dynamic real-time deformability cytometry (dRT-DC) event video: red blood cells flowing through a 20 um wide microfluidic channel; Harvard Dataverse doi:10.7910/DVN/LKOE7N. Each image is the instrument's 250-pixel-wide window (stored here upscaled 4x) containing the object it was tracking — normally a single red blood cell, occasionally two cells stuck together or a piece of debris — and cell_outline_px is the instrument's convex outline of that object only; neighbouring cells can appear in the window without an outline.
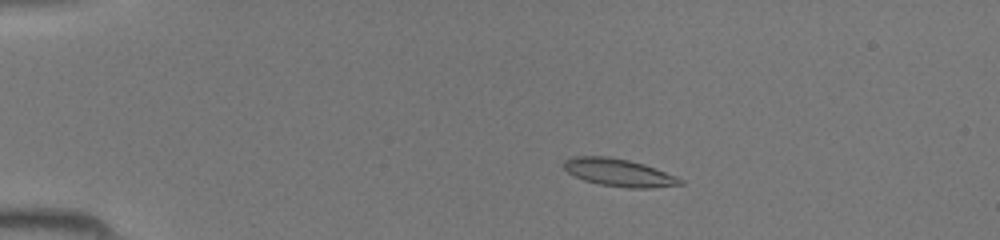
{"species": "common noctule bat (a hibernating species)", "species_latin": "Nyctalus noctula", "temperature_condition": "room temperature", "stored_images_in_passage": 44, "camera_frame_rate_fps": 3000, "um_per_image_px": 0.085, "animal": {"sex": "female", "body_mass_g": 19.5, "forearm_length_mm": 54.1}, "frame": {"image": 1, "passage_image": 8, "time_ms": 2.333, "image_size_px": [1000, 240], "cell_outline_px": [[684, 184], [652, 188], [628, 188], [600, 184], [584, 180], [568, 172], [564, 168], [564, 160], [572, 156], [608, 156], [628, 160], [644, 164], [684, 180]], "centroid_in_image_um": [52.59, 14.67], "position_along_channel_um": 32.4, "area_um2": 18.55}}
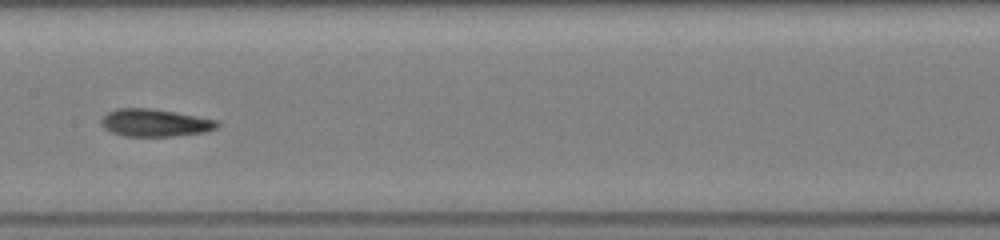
{"frame": {"image": 2, "passage_image": 23, "time_ms": 7.333, "image_size_px": [1000, 240], "cell_outline_px": [[220, 124], [216, 128], [204, 132], [172, 136], [124, 136], [112, 132], [104, 128], [100, 124], [100, 120], [108, 112], [116, 108], [148, 108], [196, 116], [216, 120]], "centroid_in_image_um": [13.12, 10.44], "position_along_channel_um": 194.3, "area_um2": 18.38}}
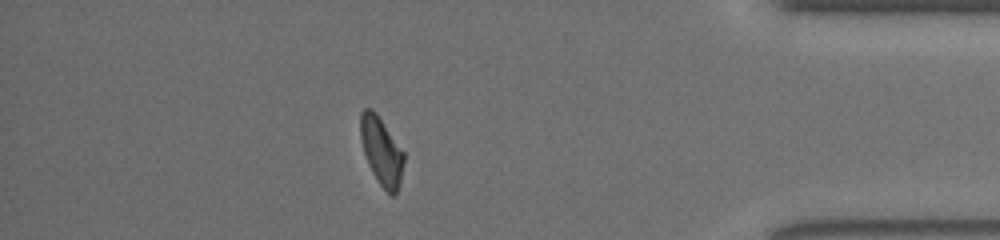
{"frame": {"image": 3, "passage_image": 39, "time_ms": 12.667, "image_size_px": [1000, 240], "cell_outline_px": [[404, 160], [400, 184], [396, 192], [392, 196], [380, 184], [372, 172], [368, 164], [360, 140], [360, 112], [364, 108], [372, 108], [376, 112], [404, 152]], "centroid_in_image_um": [32.41, 12.81], "position_along_channel_um": 402.8, "area_um2": 17.11}}